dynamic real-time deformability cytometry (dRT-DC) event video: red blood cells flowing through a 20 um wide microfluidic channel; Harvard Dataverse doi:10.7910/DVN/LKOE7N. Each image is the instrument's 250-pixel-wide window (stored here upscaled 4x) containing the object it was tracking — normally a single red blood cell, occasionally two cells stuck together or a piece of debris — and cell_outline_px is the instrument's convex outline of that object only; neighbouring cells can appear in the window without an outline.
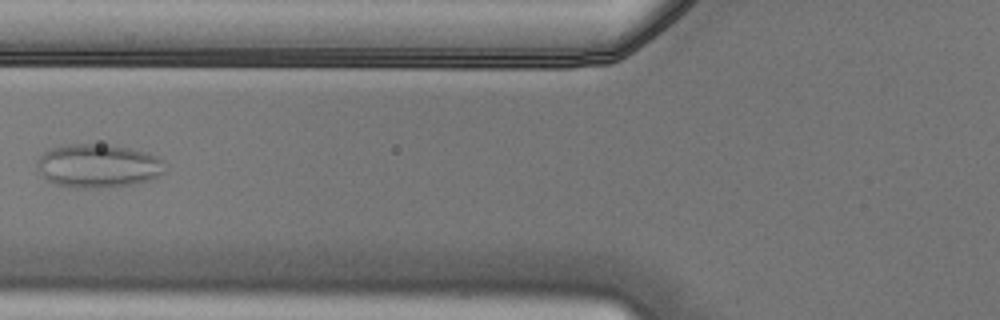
{"species": "Egyptian fruit bat (a non-hibernating species)", "species_latin": "Rousettus aegyptiacus", "temperature_condition": "cold", "stored_images_in_passage": 7, "camera_frame_rate_fps": 3000, "um_per_image_px": 0.085, "animal": {"sex": "male"}, "frame": {"image": 1, "passage_image": 5, "time_ms": 1.333, "image_size_px": [1000, 320], "cell_outline_px": [[164, 176], [152, 180], [136, 184], [100, 188], [76, 188], [56, 184], [48, 180], [40, 172], [36, 164], [36, 160], [48, 148], [68, 144], [100, 144], [128, 148], [148, 152], [156, 156], [160, 160], [164, 172]], "centroid_in_image_um": [8.34, 14.11], "position_along_channel_um": 117.5, "area_um2": 32.66}}
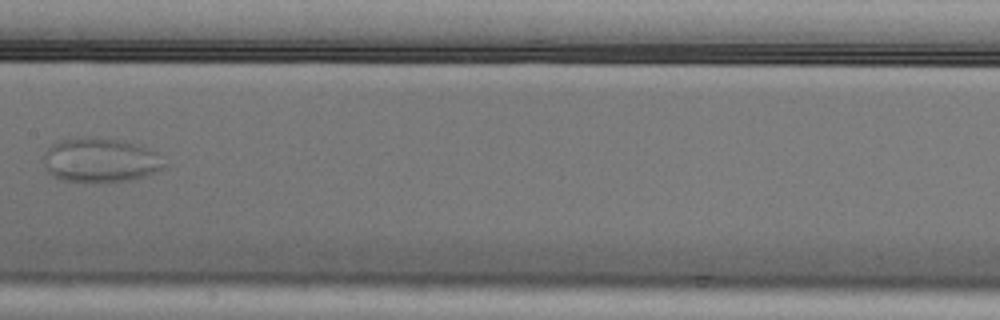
{"frame": {"image": 2, "passage_image": 7, "time_ms": 2.0, "image_size_px": [1000, 320], "cell_outline_px": [[168, 164], [164, 168], [156, 172], [144, 176], [128, 180], [92, 184], [60, 180], [52, 176], [44, 168], [44, 152], [56, 140], [80, 136], [100, 136], [124, 140], [148, 148], [156, 152]], "centroid_in_image_um": [8.5, 13.61], "position_along_channel_um": 198.9, "area_um2": 32.43}}